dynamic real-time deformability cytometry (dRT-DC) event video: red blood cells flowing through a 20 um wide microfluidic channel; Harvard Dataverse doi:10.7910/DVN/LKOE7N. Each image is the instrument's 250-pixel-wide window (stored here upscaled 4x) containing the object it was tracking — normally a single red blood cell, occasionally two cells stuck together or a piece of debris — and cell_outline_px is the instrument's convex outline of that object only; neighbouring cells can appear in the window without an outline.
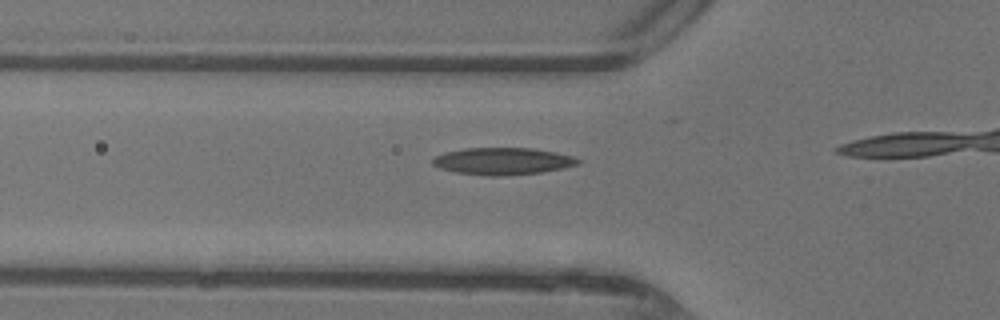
{"species": "common noctule bat (a hibernating species)", "species_latin": "Nyctalus noctula", "temperature_condition": "warm", "stored_images_in_passage": 7, "camera_frame_rate_fps": 3000, "um_per_image_px": 0.085, "animal": {"sex": "female"}, "frame": {"image": 1, "passage_image": 5, "time_ms": 1.333, "image_size_px": [1000, 320], "cell_outline_px": [[580, 164], [564, 168], [540, 172], [508, 176], [488, 176], [456, 172], [440, 168], [432, 164], [432, 160], [436, 156], [444, 152], [464, 148], [532, 148], [556, 152], [572, 156], [580, 160]], "centroid_in_image_um": [42.74, 13.7], "position_along_channel_um": 83.1, "area_um2": 23.0}}